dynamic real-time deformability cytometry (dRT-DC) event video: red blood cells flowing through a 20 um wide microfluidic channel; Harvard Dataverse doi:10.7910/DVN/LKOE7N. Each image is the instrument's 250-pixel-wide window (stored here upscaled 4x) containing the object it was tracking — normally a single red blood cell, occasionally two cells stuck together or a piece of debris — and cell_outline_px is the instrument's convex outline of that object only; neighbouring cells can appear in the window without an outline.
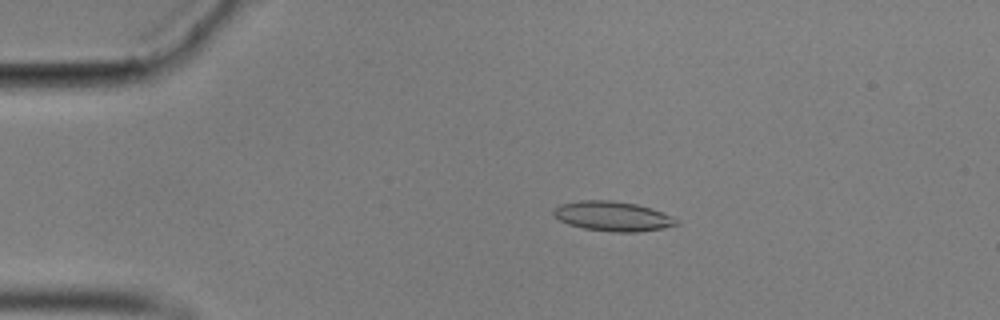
{"species": "common noctule bat (a hibernating species)", "species_latin": "Nyctalus noctula", "temperature_condition": "cold", "stored_images_in_passage": 57, "camera_frame_rate_fps": 3000, "um_per_image_px": 0.085, "animal": {"sex": "male", "body_mass_g": 17.9}, "frame": {"image": 1, "passage_image": 12, "time_ms": 3.667, "image_size_px": [1000, 320], "cell_outline_px": [[680, 224], [664, 228], [636, 232], [612, 232], [584, 228], [568, 224], [552, 216], [552, 208], [560, 204], [580, 200], [612, 200], [636, 204], [652, 208], [672, 216], [680, 220]], "centroid_in_image_um": [52.08, 18.37], "position_along_channel_um": 32.9, "area_um2": 21.56}}
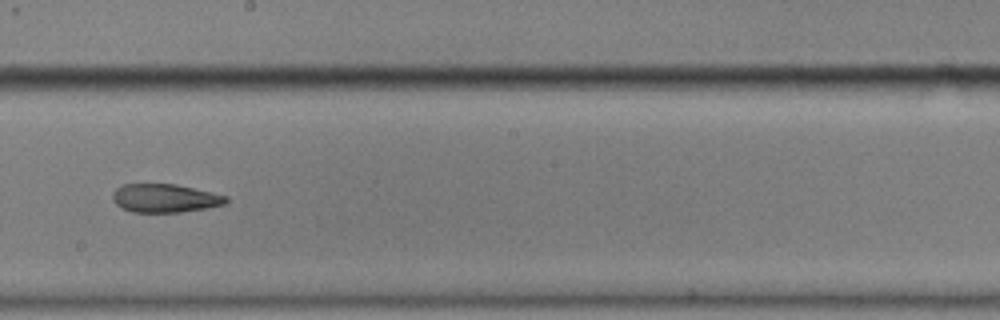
{"frame": {"image": 2, "passage_image": 33, "time_ms": 10.667, "image_size_px": [1000, 320], "cell_outline_px": [[228, 200], [224, 204], [204, 208], [180, 212], [132, 212], [120, 208], [112, 200], [112, 192], [116, 188], [124, 184], [176, 184], [228, 196]], "centroid_in_image_um": [13.97, 16.84], "position_along_channel_um": 234.2, "area_um2": 18.79}}
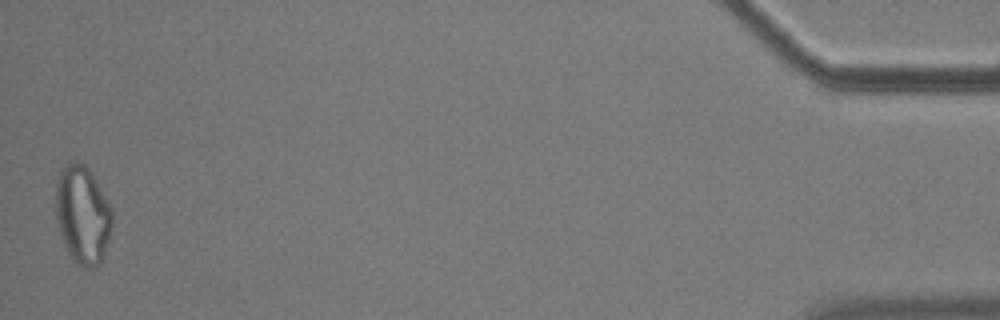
{"frame": {"image": 3, "passage_image": 57, "time_ms": 18.667, "image_size_px": [1000, 320], "cell_outline_px": [[112, 232], [104, 256], [100, 264], [96, 268], [84, 268], [76, 264], [72, 260], [60, 236], [56, 220], [56, 180], [60, 168], [72, 160], [84, 164], [88, 168], [112, 208]], "centroid_in_image_um": [7.02, 18.29], "position_along_channel_um": 428.2, "area_um2": 32.89}, "authors_computed_cell_mechanics": {"area_um2": 20.7502, "velocity_mm_per_s": 3.5289, "shape_relaxation_time_tau1_ms": null, "shape_relaxation_time_tau2_ms": 6.7646, "deformation_change_tau1": null, "deformation_change_tau2": 0.1616}}